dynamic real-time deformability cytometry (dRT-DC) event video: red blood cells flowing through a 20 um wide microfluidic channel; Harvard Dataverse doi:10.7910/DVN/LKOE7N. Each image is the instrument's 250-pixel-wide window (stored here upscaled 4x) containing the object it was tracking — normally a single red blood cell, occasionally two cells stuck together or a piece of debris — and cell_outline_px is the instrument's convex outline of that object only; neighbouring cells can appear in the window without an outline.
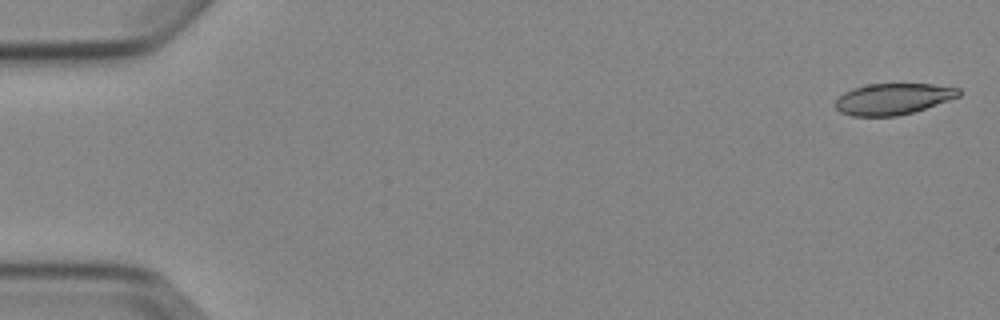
{"species": "Egyptian fruit bat (a non-hibernating species)", "species_latin": "Rousettus aegyptiacus", "temperature_condition": "cold", "stored_images_in_passage": 4, "camera_frame_rate_fps": 3000, "um_per_image_px": 0.085, "animal": {"sex": "female"}, "frame": {"image": 1, "passage_image": 1, "time_ms": 0.0, "image_size_px": [1000, 320], "cell_outline_px": [[960, 96], [912, 112], [896, 116], [852, 116], [840, 112], [836, 108], [836, 100], [844, 92], [852, 88], [868, 84], [932, 84], [960, 88]], "centroid_in_image_um": [75.89, 8.4], "position_along_channel_um": 9.1, "area_um2": 22.25}}
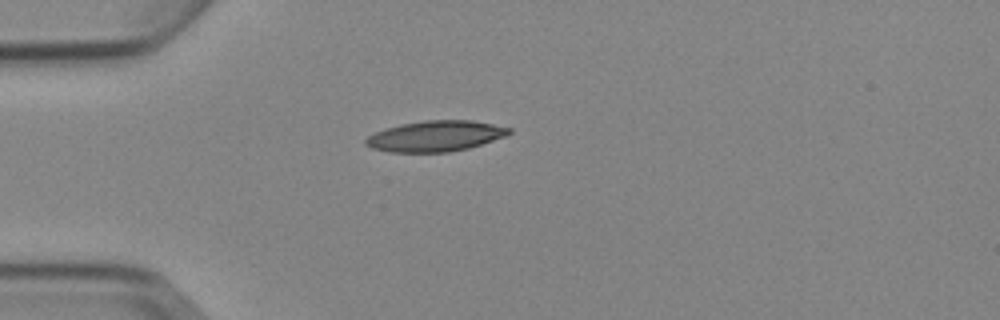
{"frame": {"image": 2, "passage_image": 4, "time_ms": 4.333, "image_size_px": [1000, 320], "cell_outline_px": [[512, 132], [508, 136], [468, 148], [448, 152], [388, 152], [372, 148], [364, 144], [364, 140], [368, 136], [384, 128], [400, 124], [424, 120], [472, 120], [512, 128]], "centroid_in_image_um": [37.02, 11.56], "position_along_channel_um": 48.0, "area_um2": 25.84}}